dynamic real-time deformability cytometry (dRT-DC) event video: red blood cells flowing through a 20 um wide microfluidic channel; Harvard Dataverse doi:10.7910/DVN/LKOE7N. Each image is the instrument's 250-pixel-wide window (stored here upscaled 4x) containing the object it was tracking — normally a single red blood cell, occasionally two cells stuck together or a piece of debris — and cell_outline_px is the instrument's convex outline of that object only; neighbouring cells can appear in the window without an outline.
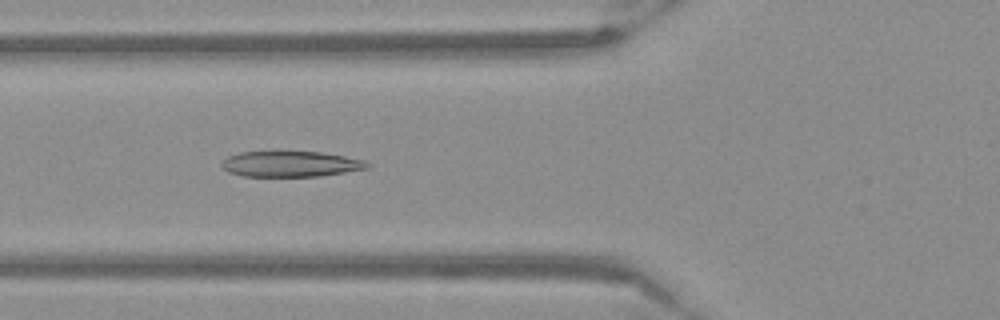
{"species": "Egyptian fruit bat (a non-hibernating species)", "species_latin": "Rousettus aegyptiacus", "temperature_condition": "warm", "stored_images_in_passage": 37, "camera_frame_rate_fps": 3000, "um_per_image_px": 0.085, "frame": {"image": 1, "passage_image": 9, "time_ms": 2.667, "image_size_px": [1000, 320], "cell_outline_px": [[372, 164], [368, 168], [320, 176], [244, 176], [228, 172], [220, 164], [228, 156], [240, 152], [320, 152], [344, 156], [364, 160]], "centroid_in_image_um": [24.71, 13.94], "position_along_channel_um": 101.1, "area_um2": 21.56}}
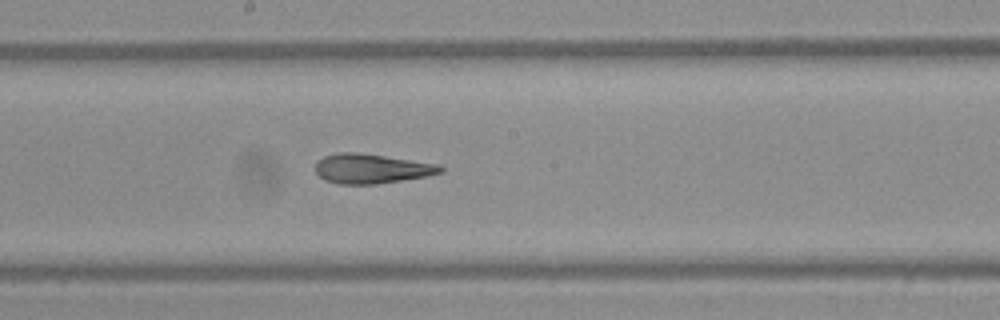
{"frame": {"image": 2, "passage_image": 18, "time_ms": 5.667, "image_size_px": [1000, 320], "cell_outline_px": [[444, 172], [428, 176], [376, 184], [340, 184], [324, 180], [316, 172], [316, 160], [324, 156], [336, 152], [356, 152], [440, 164], [444, 168]], "centroid_in_image_um": [31.58, 14.33], "position_along_channel_um": 216.6, "area_um2": 21.68}}
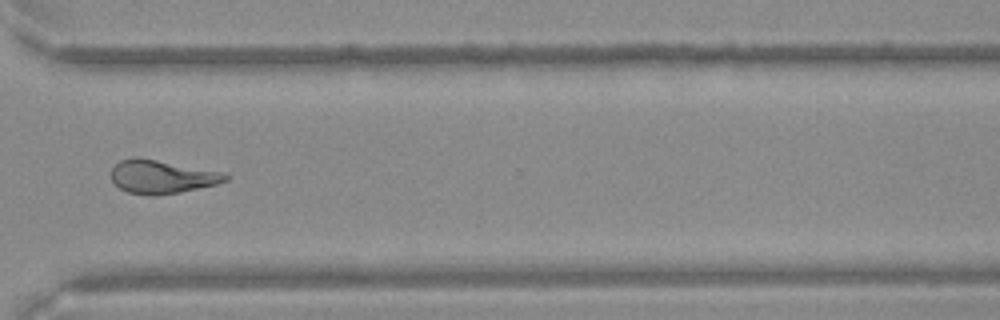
{"frame": {"image": 3, "passage_image": 29, "time_ms": 9.333, "image_size_px": [1000, 320], "cell_outline_px": [[228, 180], [216, 184], [180, 192], [156, 196], [152, 196], [128, 192], [120, 188], [112, 180], [112, 168], [120, 160], [136, 156], [220, 172], [228, 176]], "centroid_in_image_um": [13.71, 15.03], "position_along_channel_um": 356.9, "area_um2": 21.91}}